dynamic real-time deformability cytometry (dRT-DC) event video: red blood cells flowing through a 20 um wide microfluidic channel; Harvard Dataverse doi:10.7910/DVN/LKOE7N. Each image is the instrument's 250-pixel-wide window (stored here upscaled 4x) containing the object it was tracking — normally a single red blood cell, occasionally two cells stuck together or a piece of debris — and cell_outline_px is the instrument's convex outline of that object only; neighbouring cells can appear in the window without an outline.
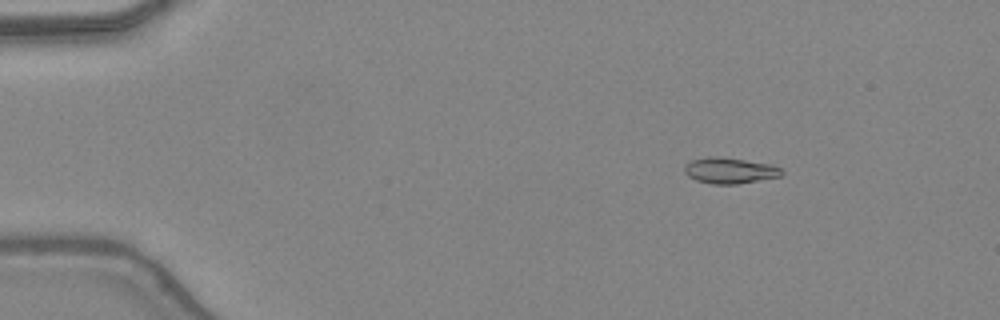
{"species": "common noctule bat (a hibernating species)", "species_latin": "Nyctalus noctula", "temperature_condition": "warm", "stored_images_in_passage": 48, "camera_frame_rate_fps": 3000, "um_per_image_px": 0.085, "animal": {"sex": "female", "body_mass_g": 24.6, "forearm_length_mm": 56.2}, "frame": {"image": 1, "passage_image": 8, "time_ms": 2.333, "image_size_px": [1000, 320], "cell_outline_px": [[784, 172], [780, 176], [736, 184], [712, 184], [696, 180], [688, 176], [684, 172], [684, 168], [692, 160], [708, 156], [712, 156], [744, 160], [772, 164], [780, 168]], "centroid_in_image_um": [62.02, 14.5], "position_along_channel_um": 23.0, "area_um2": 14.45}}
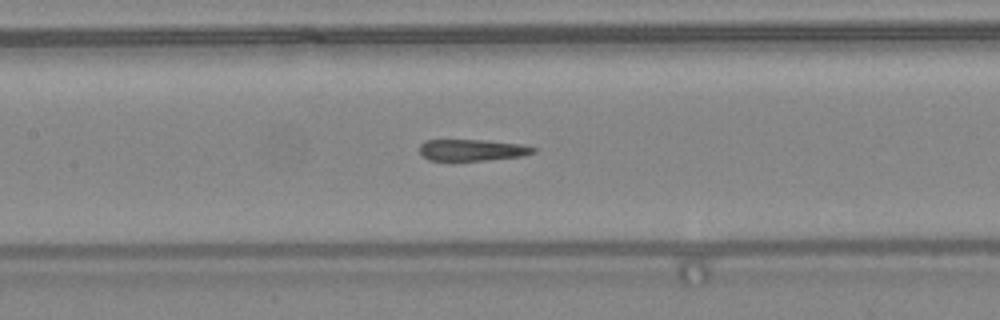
{"frame": {"image": 2, "passage_image": 24, "time_ms": 7.667, "image_size_px": [1000, 320], "cell_outline_px": [[536, 152], [524, 156], [484, 160], [428, 160], [420, 152], [420, 144], [424, 140], [484, 140], [524, 144], [536, 148]], "centroid_in_image_um": [40.17, 12.74], "position_along_channel_um": 167.2, "area_um2": 14.28}}
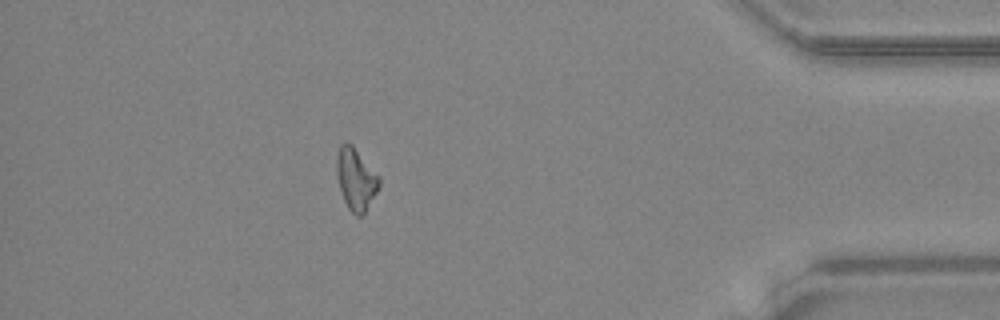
{"frame": {"image": 3, "passage_image": 43, "time_ms": 14.0, "image_size_px": [1000, 320], "cell_outline_px": [[380, 188], [364, 216], [356, 216], [348, 208], [344, 200], [336, 176], [336, 156], [340, 144], [352, 144], [380, 176]], "centroid_in_image_um": [30.28, 15.26], "position_along_channel_um": 404.9, "area_um2": 15.66}, "authors_computed_cell_mechanics": {"area_um2": 15.1436, "velocity_mm_per_s": 4.4526, "shape_relaxation_time_tau1_ms": null, "shape_relaxation_time_tau2_ms": 3.6432, "deformation_change_tau1": null, "deformation_change_tau2": 0.1006}}